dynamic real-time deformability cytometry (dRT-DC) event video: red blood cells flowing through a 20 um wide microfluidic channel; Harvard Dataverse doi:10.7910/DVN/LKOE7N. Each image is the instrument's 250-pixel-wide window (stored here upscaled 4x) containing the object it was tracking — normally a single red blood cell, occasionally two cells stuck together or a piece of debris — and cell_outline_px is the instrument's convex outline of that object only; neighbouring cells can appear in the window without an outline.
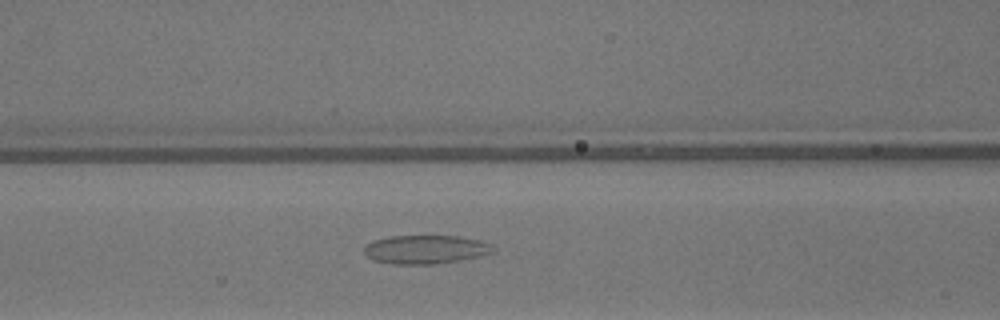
{"species": "common noctule bat (a hibernating species)", "species_latin": "Nyctalus noctula", "temperature_condition": "warm", "stored_images_in_passage": 40, "camera_frame_rate_fps": 3000, "um_per_image_px": 0.085, "animal": {"sex": "male", "body_mass_g": 13.3}, "frame": {"image": 1, "passage_image": 10, "time_ms": 3.0, "image_size_px": [1000, 320], "cell_outline_px": [[496, 252], [480, 256], [460, 260], [432, 264], [392, 264], [372, 260], [364, 252], [364, 244], [372, 240], [388, 236], [460, 236], [480, 240], [492, 244], [496, 248]], "centroid_in_image_um": [36.18, 21.19], "position_along_channel_um": 130.4, "area_um2": 21.85}}
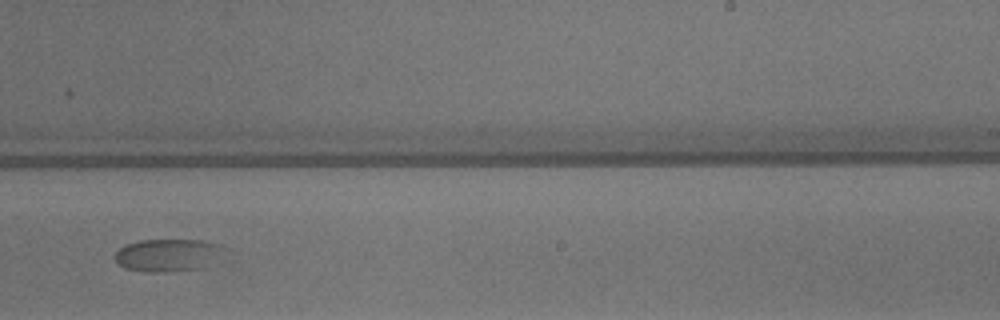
{"frame": {"image": 2, "passage_image": 21, "time_ms": 6.667, "image_size_px": [1000, 320], "cell_outline_px": [[228, 248], [200, 268], [164, 272], [152, 272], [124, 268], [116, 260], [116, 252], [124, 244], [140, 240], [204, 240], [224, 244]], "centroid_in_image_um": [14.27, 21.65], "position_along_channel_um": 274.7, "area_um2": 20.52}}
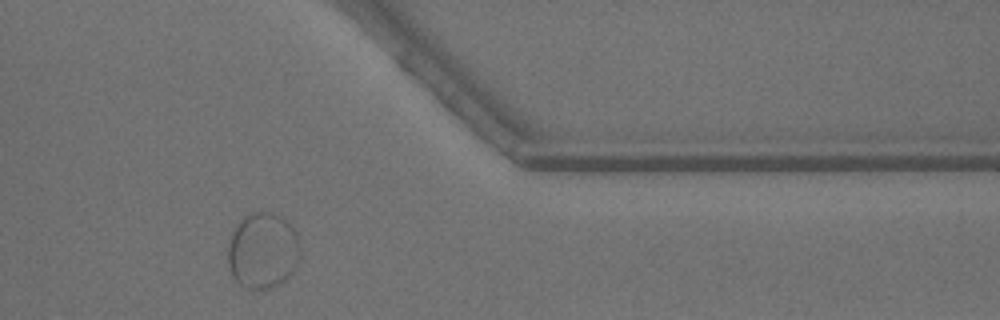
{"frame": {"image": 3, "passage_image": 31, "time_ms": 10.0, "image_size_px": [1000, 320], "cell_outline_px": [[300, 260], [296, 268], [284, 280], [264, 288], [248, 288], [240, 284], [232, 276], [228, 268], [228, 244], [232, 232], [236, 224], [244, 216], [252, 212], [272, 212], [280, 216], [296, 232], [300, 248]], "centroid_in_image_um": [22.32, 21.28], "position_along_channel_um": 389.1, "area_um2": 31.91}}